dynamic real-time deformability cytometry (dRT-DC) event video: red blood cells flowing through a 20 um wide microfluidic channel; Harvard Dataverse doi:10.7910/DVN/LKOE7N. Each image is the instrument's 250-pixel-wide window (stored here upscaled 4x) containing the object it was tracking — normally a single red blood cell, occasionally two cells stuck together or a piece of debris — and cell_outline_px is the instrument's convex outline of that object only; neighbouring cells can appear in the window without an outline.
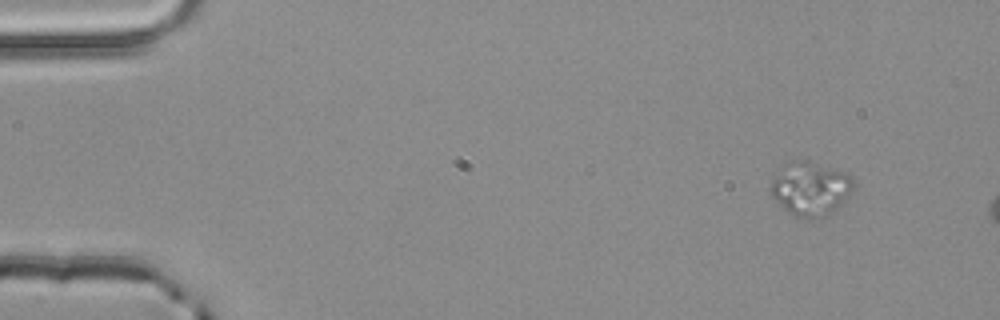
{"species": "common noctule bat (a hibernating species)", "species_latin": "Nyctalus noctula", "temperature_condition": "room temperature", "stored_images_in_passage": 3, "segment_of_instrument_passage": [1, 2], "camera_frame_rate_fps": 3000, "um_per_image_px": 0.085, "animal": {"sex": "male", "body_mass_g": 20.4}, "frame": {"image": 1, "passage_image": 1, "time_ms": 0.0, "image_size_px": [1000, 320], "cell_outline_px": [[856, 184], [848, 196], [832, 212], [824, 216], [796, 216], [788, 212], [772, 196], [768, 188], [776, 168], [788, 160], [808, 160], [848, 172], [856, 180]], "centroid_in_image_um": [68.86, 15.95], "position_along_channel_um": 16.1, "area_um2": 26.36}}